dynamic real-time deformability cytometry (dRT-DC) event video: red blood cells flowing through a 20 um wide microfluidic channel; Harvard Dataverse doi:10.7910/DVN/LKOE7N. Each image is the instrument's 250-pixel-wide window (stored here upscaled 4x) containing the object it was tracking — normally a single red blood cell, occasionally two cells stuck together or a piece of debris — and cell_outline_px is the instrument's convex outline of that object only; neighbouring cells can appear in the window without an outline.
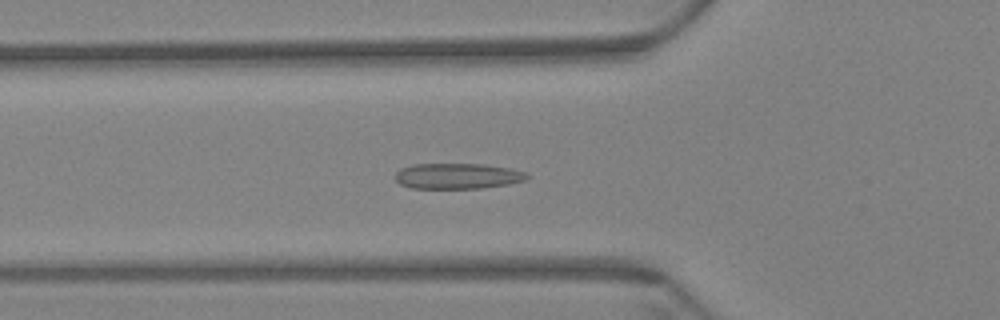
{"species": "Egyptian fruit bat (a non-hibernating species)", "species_latin": "Rousettus aegyptiacus", "temperature_condition": "warm", "stored_images_in_passage": 61, "camera_frame_rate_fps": 3000, "um_per_image_px": 0.085, "animal": {"sex": "female"}, "frame": {"image": 1, "passage_image": 22, "time_ms": 7.0, "image_size_px": [1000, 320], "cell_outline_px": [[528, 176], [524, 180], [508, 184], [480, 188], [412, 188], [400, 184], [392, 176], [400, 168], [412, 164], [480, 164], [508, 168], [524, 172]], "centroid_in_image_um": [38.8, 14.96], "position_along_channel_um": 87.0, "area_um2": 19.54}}
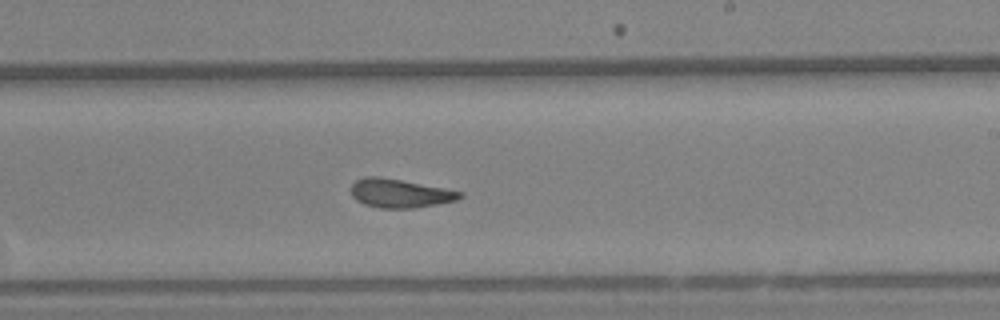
{"frame": {"image": 2, "passage_image": 37, "time_ms": 12.0, "image_size_px": [1000, 320], "cell_outline_px": [[464, 196], [456, 200], [436, 204], [412, 208], [380, 208], [364, 204], [356, 200], [352, 196], [352, 184], [356, 180], [364, 176], [376, 176], [400, 180], [444, 188], [464, 192]], "centroid_in_image_um": [33.98, 16.43], "position_along_channel_um": 255.0, "area_um2": 18.03}}
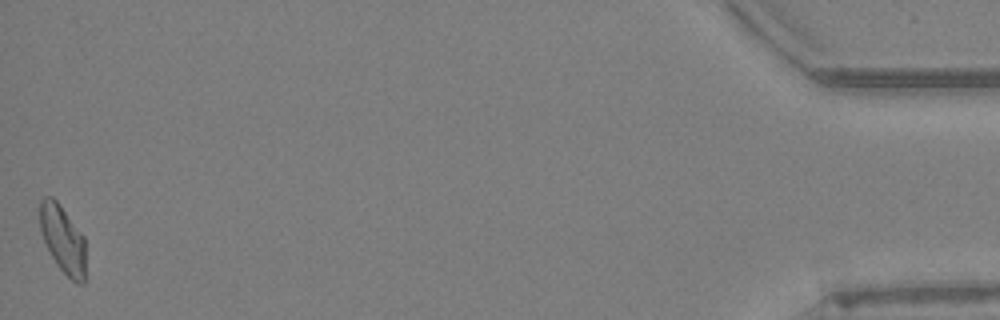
{"frame": {"image": 3, "passage_image": 61, "time_ms": 20.0, "image_size_px": [1000, 320], "cell_outline_px": [[84, 284], [80, 284], [72, 280], [60, 268], [52, 256], [44, 240], [40, 228], [40, 200], [44, 196], [52, 196], [60, 204], [84, 236]], "centroid_in_image_um": [5.33, 20.29], "position_along_channel_um": 429.9, "area_um2": 17.74}, "authors_computed_cell_mechanics": {"area_um2": 18.6116, "velocity_mm_per_s": 3.3708, "shape_relaxation_time_tau1_ms": null, "shape_relaxation_time_tau2_ms": 2.2775, "deformation_change_tau1": null, "deformation_change_tau2": 0.0994}}